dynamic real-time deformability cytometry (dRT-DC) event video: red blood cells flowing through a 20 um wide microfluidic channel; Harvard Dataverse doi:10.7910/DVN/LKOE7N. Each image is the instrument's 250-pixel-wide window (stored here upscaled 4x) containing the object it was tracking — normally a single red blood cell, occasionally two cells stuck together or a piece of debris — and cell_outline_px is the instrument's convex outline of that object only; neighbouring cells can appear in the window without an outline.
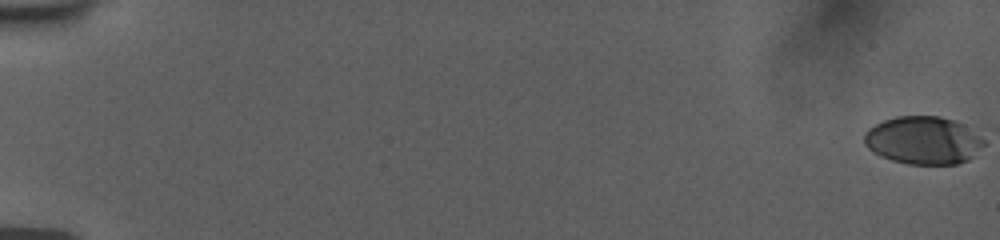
{"species": "human", "species_latin": "Homo sapiens", "temperature_condition": "room temperature", "stored_images_in_passage": 58, "camera_frame_rate_fps": 3000, "um_per_image_px": 0.085, "donor": {"sex": "female"}, "frame": {"image": 1, "passage_image": 1, "time_ms": 0.0, "image_size_px": [1000, 240], "cell_outline_px": [[984, 144], [968, 160], [956, 164], [908, 164], [892, 160], [880, 156], [868, 148], [864, 144], [864, 136], [868, 128], [884, 120], [896, 116], [940, 116], [956, 120], [964, 124], [984, 140]], "centroid_in_image_um": [78.46, 11.92], "position_along_channel_um": 6.5, "area_um2": 33.29}}
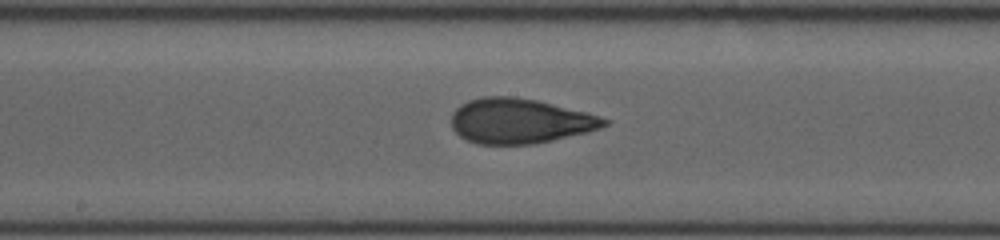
{"frame": {"image": 2, "passage_image": 33, "time_ms": 10.667, "image_size_px": [1000, 240], "cell_outline_px": [[612, 120], [608, 124], [600, 128], [588, 132], [552, 140], [532, 144], [476, 144], [460, 136], [452, 128], [452, 112], [460, 104], [468, 100], [484, 96], [512, 96], [536, 100], [600, 116]], "centroid_in_image_um": [44.17, 10.28], "position_along_channel_um": 204.0, "area_um2": 40.0}}
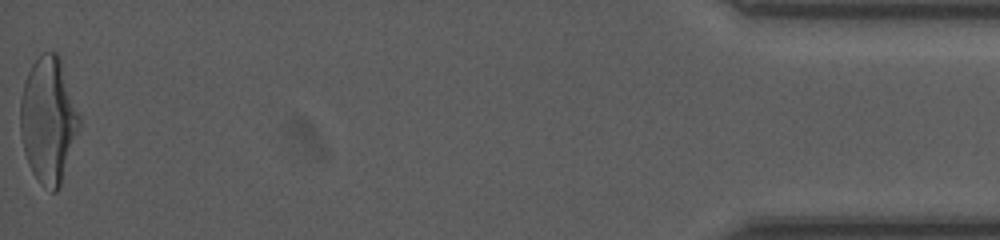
{"frame": {"image": 3, "passage_image": 58, "time_ms": 19.0, "image_size_px": [1000, 240], "cell_outline_px": [[80, 128], [60, 188], [56, 192], [52, 192], [40, 184], [32, 172], [28, 164], [24, 152], [20, 132], [20, 100], [24, 84], [28, 72], [32, 64], [44, 52], [56, 52], [60, 56], [80, 116]], "centroid_in_image_um": [4.12, 10.24], "position_along_channel_um": 431.1, "area_um2": 43.58}, "authors_computed_cell_mechanics": {"area_um2": 38.8705, "velocity_mm_per_s": 3.7543, "shape_relaxation_time_tau1_ms": 6.1923, "shape_relaxation_time_tau2_ms": 1.019, "deformation_change_tau1": 0.2212, "deformation_change_tau2": 0.0825}}